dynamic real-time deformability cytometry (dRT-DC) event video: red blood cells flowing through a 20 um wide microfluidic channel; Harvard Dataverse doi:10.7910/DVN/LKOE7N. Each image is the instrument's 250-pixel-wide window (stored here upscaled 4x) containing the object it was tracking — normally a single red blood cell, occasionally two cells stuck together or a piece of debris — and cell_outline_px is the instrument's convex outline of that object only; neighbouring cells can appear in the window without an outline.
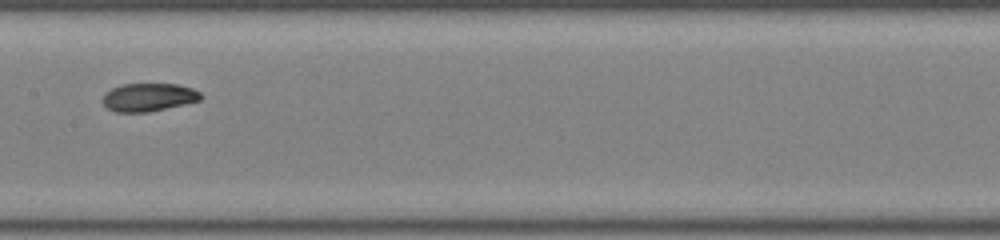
{"species": "common noctule bat (a hibernating species)", "species_latin": "Nyctalus noctula", "temperature_condition": "room temperature", "stored_images_in_passage": 32, "camera_frame_rate_fps": 3000, "um_per_image_px": 0.085, "animal": {"sex": "male", "body_mass_g": 19.0, "forearm_length_mm": 50.8}, "frame": {"image": 1, "passage_image": 10, "time_ms": 3.0, "image_size_px": [1000, 240], "cell_outline_px": [[200, 100], [184, 104], [148, 112], [116, 112], [108, 108], [104, 104], [104, 96], [112, 88], [124, 84], [176, 84], [192, 88], [200, 92]], "centroid_in_image_um": [12.64, 8.26], "position_along_channel_um": 194.8, "area_um2": 15.72}}
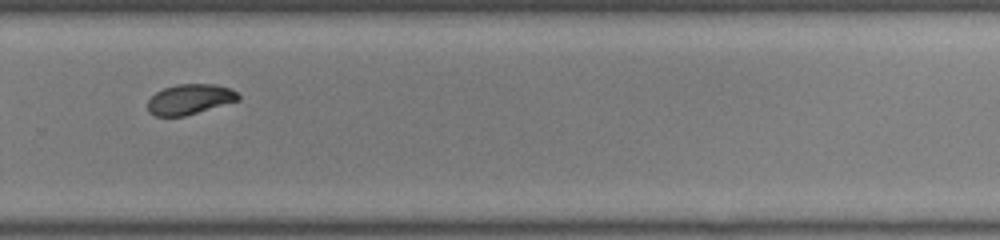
{"frame": {"image": 2, "passage_image": 19, "time_ms": 6.0, "image_size_px": [1000, 240], "cell_outline_px": [[240, 100], [184, 116], [156, 116], [148, 112], [148, 100], [156, 92], [164, 88], [176, 84], [216, 84], [228, 88], [236, 92], [240, 96]], "centroid_in_image_um": [16.12, 8.43], "position_along_channel_um": 313.7, "area_um2": 15.9}}